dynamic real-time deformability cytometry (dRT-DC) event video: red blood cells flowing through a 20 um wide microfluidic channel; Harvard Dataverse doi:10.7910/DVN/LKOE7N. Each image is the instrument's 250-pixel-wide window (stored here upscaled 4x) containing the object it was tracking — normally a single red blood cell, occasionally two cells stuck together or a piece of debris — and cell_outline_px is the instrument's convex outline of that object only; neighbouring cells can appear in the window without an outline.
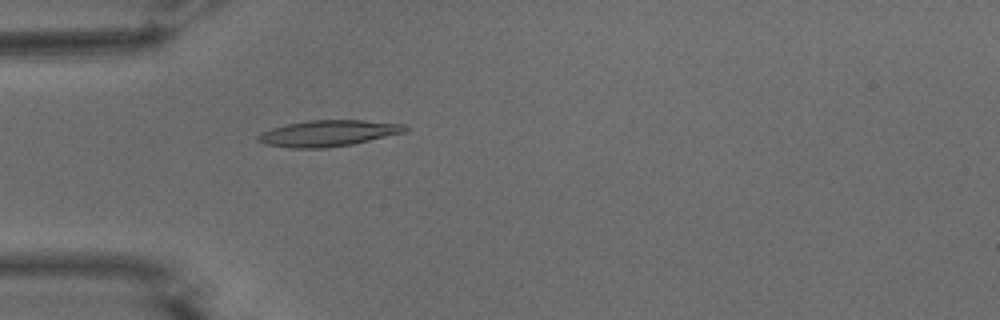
{"species": "common noctule bat (a hibernating species)", "species_latin": "Nyctalus noctula", "temperature_condition": "warm", "stored_images_in_passage": 38, "camera_frame_rate_fps": 3000, "um_per_image_px": 0.085, "animal": {"sex": "male", "body_mass_g": 15.6}, "frame": {"image": 1, "passage_image": 1, "time_ms": 0.0, "image_size_px": [1000, 320], "cell_outline_px": [[408, 128], [404, 132], [352, 144], [324, 148], [288, 148], [268, 144], [256, 140], [256, 136], [272, 128], [288, 124], [308, 120], [364, 120], [404, 124]], "centroid_in_image_um": [27.89, 11.32], "position_along_channel_um": 57.1, "area_um2": 22.14}}
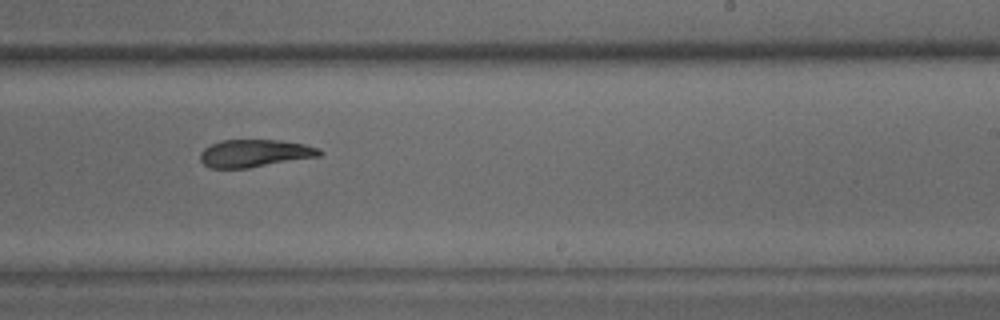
{"frame": {"image": 2, "passage_image": 18, "time_ms": 5.667, "image_size_px": [1000, 320], "cell_outline_px": [[324, 152], [320, 156], [248, 168], [212, 168], [204, 164], [200, 160], [200, 152], [204, 148], [220, 140], [280, 140], [304, 144], [320, 148]], "centroid_in_image_um": [21.67, 13.02], "position_along_channel_um": 267.3, "area_um2": 19.19}}
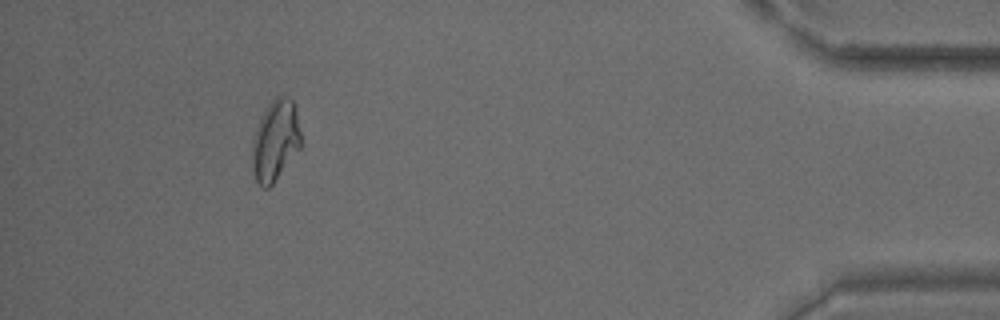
{"frame": {"image": 3, "passage_image": 34, "time_ms": 11.0, "image_size_px": [1000, 320], "cell_outline_px": [[300, 148], [272, 184], [268, 188], [264, 188], [256, 180], [252, 168], [252, 140], [260, 116], [264, 108], [276, 96], [288, 96], [292, 100], [300, 132]], "centroid_in_image_um": [23.37, 11.93], "position_along_channel_um": 411.8, "area_um2": 22.72}, "authors_computed_cell_mechanics": {"area_um2": 20.7213, "velocity_mm_per_s": 3.7896, "shape_relaxation_time_tau1_ms": 8.535, "shape_relaxation_time_tau2_ms": 9.9697, "deformation_change_tau1": 0.2334, "deformation_change_tau2": 0.1578}}